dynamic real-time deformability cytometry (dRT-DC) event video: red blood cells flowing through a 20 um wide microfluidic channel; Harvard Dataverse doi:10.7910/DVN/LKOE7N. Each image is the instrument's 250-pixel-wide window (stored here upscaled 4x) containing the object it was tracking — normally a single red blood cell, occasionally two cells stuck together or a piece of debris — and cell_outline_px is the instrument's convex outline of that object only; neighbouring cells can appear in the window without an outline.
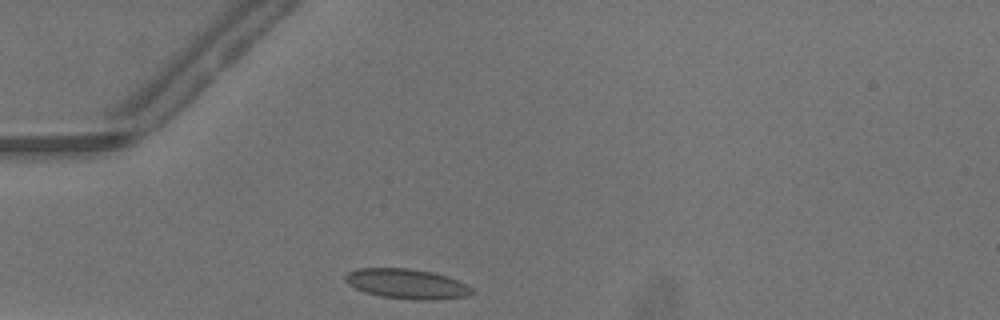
{"species": "common noctule bat (a hibernating species)", "species_latin": "Nyctalus noctula", "temperature_condition": "warm", "stored_images_in_passage": 25, "camera_frame_rate_fps": 3000, "um_per_image_px": 0.085, "animal": {"sex": "male", "body_mass_g": 13.3}, "frame": {"image": 1, "passage_image": 1, "time_ms": 0.0, "image_size_px": [1000, 320], "cell_outline_px": [[476, 292], [468, 296], [436, 300], [412, 300], [380, 296], [364, 292], [348, 284], [344, 280], [344, 276], [348, 272], [356, 268], [408, 268], [432, 272], [468, 284]], "centroid_in_image_um": [34.58, 24.13], "position_along_channel_um": 50.4, "area_um2": 22.25}}
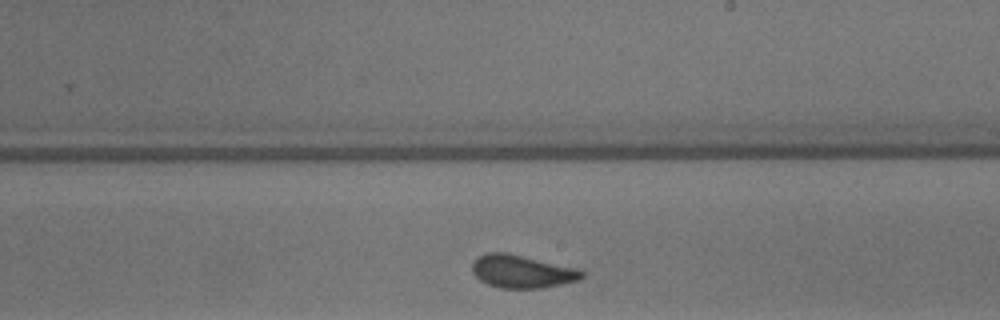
{"frame": {"image": 2, "passage_image": 16, "time_ms": 5.0, "image_size_px": [1000, 320], "cell_outline_px": [[584, 276], [580, 280], [540, 288], [500, 288], [488, 284], [480, 280], [472, 272], [472, 260], [488, 252], [504, 252], [576, 268], [584, 272]], "centroid_in_image_um": [44.34, 23.08], "position_along_channel_um": 244.7, "area_um2": 20.81}}
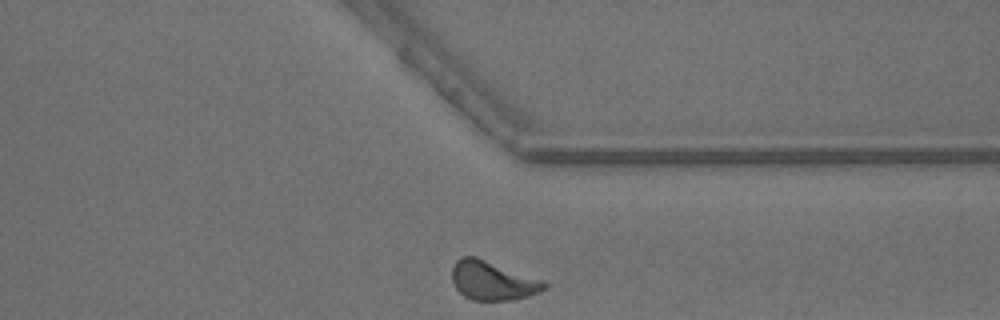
{"frame": {"image": 3, "passage_image": 25, "time_ms": 8.0, "image_size_px": [1000, 320], "cell_outline_px": [[548, 288], [528, 296], [512, 300], [472, 300], [464, 296], [456, 288], [452, 280], [452, 268], [456, 260], [460, 256], [476, 256], [544, 280], [548, 284]], "centroid_in_image_um": [41.88, 23.84], "position_along_channel_um": 369.5, "area_um2": 21.15}, "authors_computed_cell_mechanics": {"area_um2": 20.6924, "velocity_mm_per_s": 4.1916, "shape_relaxation_time_tau1_ms": 4.1658, "shape_relaxation_time_tau2_ms": 0.8024, "deformation_change_tau1": 0.1148, "deformation_change_tau2": 0.0723}}